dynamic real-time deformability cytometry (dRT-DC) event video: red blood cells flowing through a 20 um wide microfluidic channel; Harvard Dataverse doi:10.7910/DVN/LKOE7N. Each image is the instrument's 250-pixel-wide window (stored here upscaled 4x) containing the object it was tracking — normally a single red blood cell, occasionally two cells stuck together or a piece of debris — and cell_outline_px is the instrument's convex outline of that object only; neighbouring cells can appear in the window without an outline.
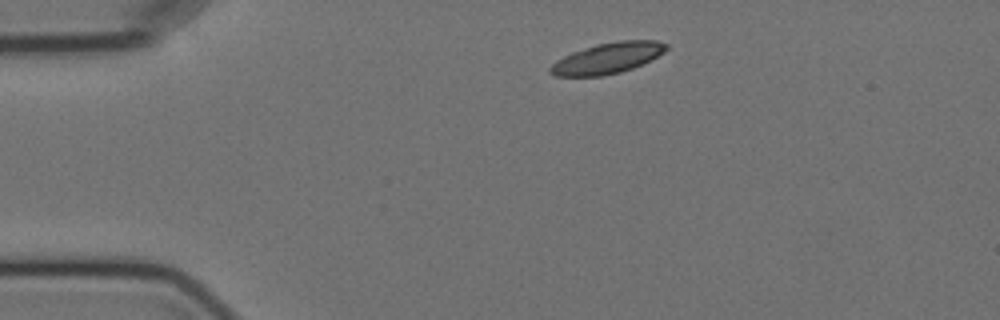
{"species": "Egyptian fruit bat (a non-hibernating species)", "species_latin": "Rousettus aegyptiacus", "temperature_condition": "cold", "stored_images_in_passage": 3, "camera_frame_rate_fps": 3000, "um_per_image_px": 0.085, "animal": {"sex": "female"}, "frame": {"image": 1, "passage_image": 1, "time_ms": 0.0, "image_size_px": [1000, 320], "cell_outline_px": [[668, 48], [664, 52], [632, 68], [620, 72], [600, 76], [556, 76], [548, 72], [548, 68], [556, 60], [572, 52], [596, 44], [616, 40], [656, 40], [668, 44]], "centroid_in_image_um": [51.61, 4.93], "position_along_channel_um": 33.4, "area_um2": 20.75}}
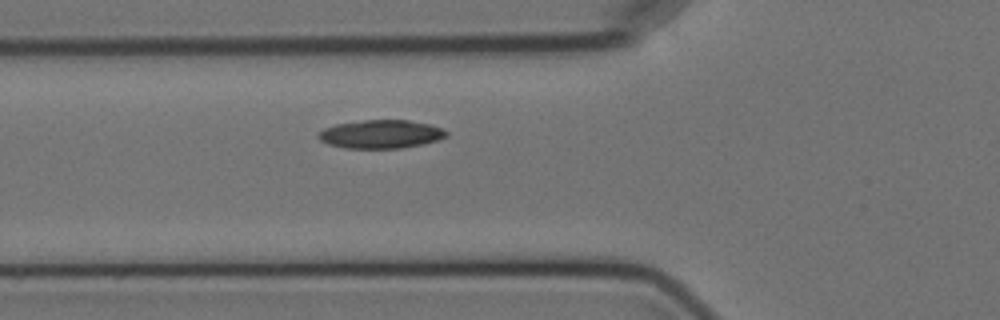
{"frame": {"image": 2, "passage_image": 3, "time_ms": 3.0, "image_size_px": [1000, 320], "cell_outline_px": [[448, 136], [424, 144], [400, 148], [344, 148], [328, 144], [320, 140], [316, 136], [324, 128], [336, 124], [364, 120], [408, 120], [432, 124], [444, 128], [448, 132]], "centroid_in_image_um": [32.4, 11.4], "position_along_channel_um": 93.4, "area_um2": 21.33}}